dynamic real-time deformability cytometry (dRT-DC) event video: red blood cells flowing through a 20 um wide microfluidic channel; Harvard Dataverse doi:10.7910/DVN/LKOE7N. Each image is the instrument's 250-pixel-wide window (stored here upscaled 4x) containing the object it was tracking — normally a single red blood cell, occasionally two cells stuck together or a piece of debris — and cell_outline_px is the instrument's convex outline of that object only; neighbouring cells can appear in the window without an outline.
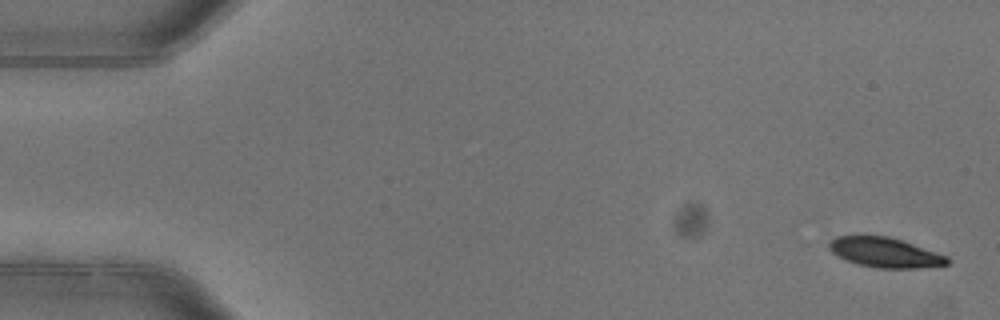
{"species": "common noctule bat (a hibernating species)", "species_latin": "Nyctalus noctula", "temperature_condition": "warm", "stored_images_in_passage": 3, "camera_frame_rate_fps": 3000, "um_per_image_px": 0.085, "animal": {"sex": "female"}, "frame": {"image": 1, "passage_image": 1, "time_ms": 0.0, "image_size_px": [1000, 320], "cell_outline_px": [[948, 264], [920, 268], [876, 268], [860, 264], [848, 260], [832, 252], [828, 248], [828, 244], [836, 236], [888, 236], [948, 256]], "centroid_in_image_um": [75.23, 21.46], "position_along_channel_um": 9.8, "area_um2": 20.11}}